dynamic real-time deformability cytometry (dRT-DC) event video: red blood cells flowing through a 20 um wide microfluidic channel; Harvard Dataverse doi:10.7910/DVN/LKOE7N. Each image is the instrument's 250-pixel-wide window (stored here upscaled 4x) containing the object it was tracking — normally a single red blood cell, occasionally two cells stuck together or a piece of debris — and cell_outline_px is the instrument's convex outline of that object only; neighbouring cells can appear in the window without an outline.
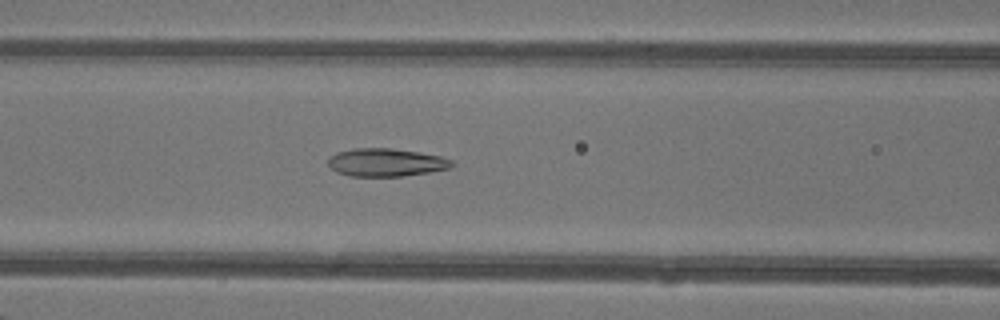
{"species": "common noctule bat (a hibernating species)", "species_latin": "Nyctalus noctula", "temperature_condition": "warm", "stored_images_in_passage": 48, "camera_frame_rate_fps": 3000, "um_per_image_px": 0.085, "animal": {"sex": "female"}, "frame": {"image": 1, "passage_image": 21, "time_ms": 6.667, "image_size_px": [1000, 320], "cell_outline_px": [[456, 164], [452, 168], [404, 176], [348, 176], [336, 172], [328, 164], [328, 160], [336, 152], [352, 148], [392, 148], [440, 156], [452, 160]], "centroid_in_image_um": [32.82, 13.81], "position_along_channel_um": 133.8, "area_um2": 20.23}}
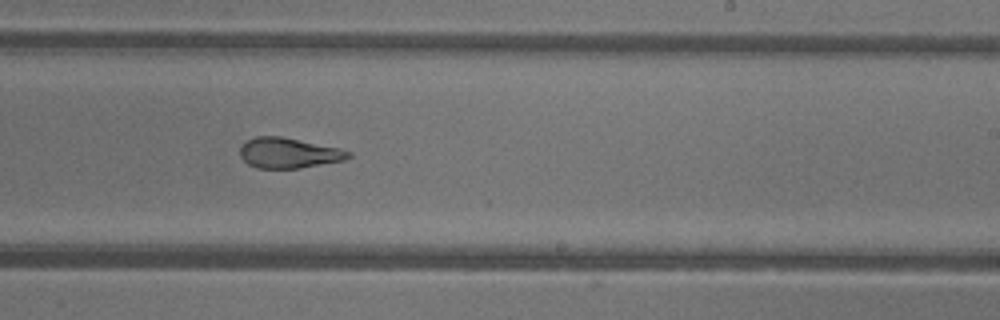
{"frame": {"image": 2, "passage_image": 30, "time_ms": 9.667, "image_size_px": [1000, 320], "cell_outline_px": [[352, 156], [344, 160], [300, 168], [256, 168], [248, 164], [240, 156], [240, 148], [248, 140], [256, 136], [280, 136], [340, 148], [352, 152]], "centroid_in_image_um": [24.55, 13.0], "position_along_channel_um": 264.4, "area_um2": 19.07}}
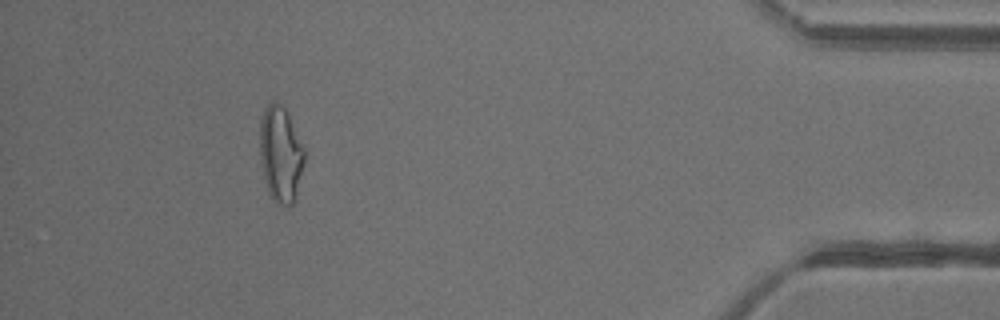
{"frame": {"image": 3, "passage_image": 44, "time_ms": 14.333, "image_size_px": [1000, 320], "cell_outline_px": [[304, 164], [296, 192], [292, 204], [276, 204], [272, 200], [268, 192], [264, 176], [260, 156], [260, 120], [264, 108], [272, 100], [280, 104], [284, 108], [304, 148]], "centroid_in_image_um": [23.83, 13.09], "position_along_channel_um": 411.4, "area_um2": 24.45}, "authors_computed_cell_mechanics": {"area_um2": 22.5131, "velocity_mm_per_s": 4.359, "shape_relaxation_time_tau1_ms": null, "shape_relaxation_time_tau2_ms": 1.375, "deformation_change_tau1": null, "deformation_change_tau2": 0.0891}}